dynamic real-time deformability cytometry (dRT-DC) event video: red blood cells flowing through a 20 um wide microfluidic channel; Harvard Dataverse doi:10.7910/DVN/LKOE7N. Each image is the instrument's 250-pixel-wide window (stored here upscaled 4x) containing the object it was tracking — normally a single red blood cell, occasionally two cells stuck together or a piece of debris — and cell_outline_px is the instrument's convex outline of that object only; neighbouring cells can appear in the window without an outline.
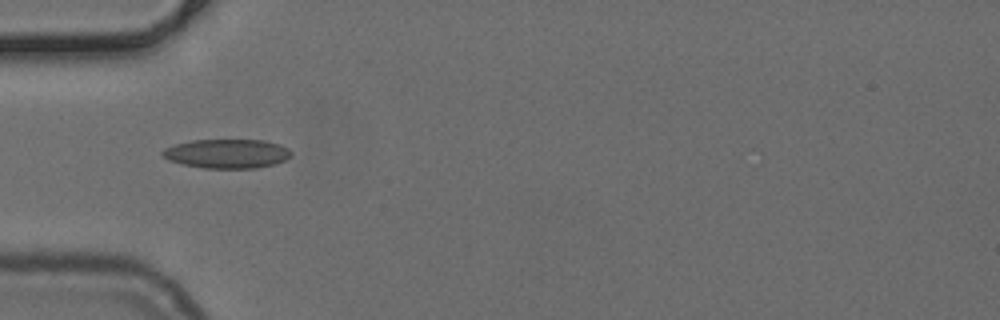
{"species": "common noctule bat (a hibernating species)", "species_latin": "Nyctalus noctula", "temperature_condition": "cold", "stored_images_in_passage": 14, "camera_frame_rate_fps": 3000, "um_per_image_px": 0.085, "animal": {"sex": "female", "body_mass_g": 24.6, "forearm_length_mm": 56.2}, "frame": {"image": 1, "passage_image": 1, "time_ms": 0.0, "image_size_px": [1000, 320], "cell_outline_px": [[292, 156], [276, 164], [256, 168], [204, 168], [184, 164], [168, 160], [160, 156], [160, 152], [164, 148], [176, 144], [192, 140], [264, 140], [280, 144], [288, 148], [292, 152]], "centroid_in_image_um": [19.3, 13.06], "position_along_channel_um": 65.7, "area_um2": 22.02}}